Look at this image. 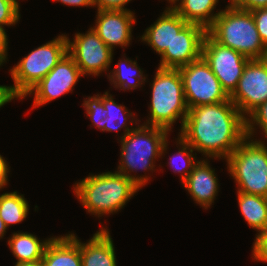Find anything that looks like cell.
<instances>
[{
	"instance_id": "obj_1",
	"label": "cell",
	"mask_w": 267,
	"mask_h": 266,
	"mask_svg": "<svg viewBox=\"0 0 267 266\" xmlns=\"http://www.w3.org/2000/svg\"><path fill=\"white\" fill-rule=\"evenodd\" d=\"M179 136L205 157L227 158L247 137L246 118L229 99L188 110Z\"/></svg>"
},
{
	"instance_id": "obj_2",
	"label": "cell",
	"mask_w": 267,
	"mask_h": 266,
	"mask_svg": "<svg viewBox=\"0 0 267 266\" xmlns=\"http://www.w3.org/2000/svg\"><path fill=\"white\" fill-rule=\"evenodd\" d=\"M168 133L167 129L142 124L120 138L121 159L117 172L131 179L140 188L145 186L149 180L148 176H133L130 173L139 169L144 172L154 170L155 159L166 153Z\"/></svg>"
},
{
	"instance_id": "obj_3",
	"label": "cell",
	"mask_w": 267,
	"mask_h": 266,
	"mask_svg": "<svg viewBox=\"0 0 267 266\" xmlns=\"http://www.w3.org/2000/svg\"><path fill=\"white\" fill-rule=\"evenodd\" d=\"M73 187L87 212L98 217L118 212L141 189L117 171L89 175Z\"/></svg>"
},
{
	"instance_id": "obj_4",
	"label": "cell",
	"mask_w": 267,
	"mask_h": 266,
	"mask_svg": "<svg viewBox=\"0 0 267 266\" xmlns=\"http://www.w3.org/2000/svg\"><path fill=\"white\" fill-rule=\"evenodd\" d=\"M207 33L219 44L236 50L248 59L267 58V47L257 31L251 11L227 5Z\"/></svg>"
},
{
	"instance_id": "obj_5",
	"label": "cell",
	"mask_w": 267,
	"mask_h": 266,
	"mask_svg": "<svg viewBox=\"0 0 267 266\" xmlns=\"http://www.w3.org/2000/svg\"><path fill=\"white\" fill-rule=\"evenodd\" d=\"M150 86L152 88L150 118L144 125L171 131L173 123L180 117L182 129L189 109L179 69L158 67Z\"/></svg>"
},
{
	"instance_id": "obj_6",
	"label": "cell",
	"mask_w": 267,
	"mask_h": 266,
	"mask_svg": "<svg viewBox=\"0 0 267 266\" xmlns=\"http://www.w3.org/2000/svg\"><path fill=\"white\" fill-rule=\"evenodd\" d=\"M246 137L225 159L237 192L267 198V143Z\"/></svg>"
},
{
	"instance_id": "obj_7",
	"label": "cell",
	"mask_w": 267,
	"mask_h": 266,
	"mask_svg": "<svg viewBox=\"0 0 267 266\" xmlns=\"http://www.w3.org/2000/svg\"><path fill=\"white\" fill-rule=\"evenodd\" d=\"M67 54V35H59L54 40L35 48L10 69L14 85L12 94L23 99L27 93L43 79Z\"/></svg>"
},
{
	"instance_id": "obj_8",
	"label": "cell",
	"mask_w": 267,
	"mask_h": 266,
	"mask_svg": "<svg viewBox=\"0 0 267 266\" xmlns=\"http://www.w3.org/2000/svg\"><path fill=\"white\" fill-rule=\"evenodd\" d=\"M178 69L182 78L184 97L188 109L230 99V96L223 89L220 81L202 56Z\"/></svg>"
},
{
	"instance_id": "obj_9",
	"label": "cell",
	"mask_w": 267,
	"mask_h": 266,
	"mask_svg": "<svg viewBox=\"0 0 267 266\" xmlns=\"http://www.w3.org/2000/svg\"><path fill=\"white\" fill-rule=\"evenodd\" d=\"M201 56L230 96L250 59L232 48L219 44L208 33L203 39Z\"/></svg>"
},
{
	"instance_id": "obj_10",
	"label": "cell",
	"mask_w": 267,
	"mask_h": 266,
	"mask_svg": "<svg viewBox=\"0 0 267 266\" xmlns=\"http://www.w3.org/2000/svg\"><path fill=\"white\" fill-rule=\"evenodd\" d=\"M72 42L67 37V53L73 58L81 73L99 76L109 70L113 51L91 27L87 33H76Z\"/></svg>"
},
{
	"instance_id": "obj_11",
	"label": "cell",
	"mask_w": 267,
	"mask_h": 266,
	"mask_svg": "<svg viewBox=\"0 0 267 266\" xmlns=\"http://www.w3.org/2000/svg\"><path fill=\"white\" fill-rule=\"evenodd\" d=\"M230 100L245 118L267 101V58L248 61Z\"/></svg>"
},
{
	"instance_id": "obj_12",
	"label": "cell",
	"mask_w": 267,
	"mask_h": 266,
	"mask_svg": "<svg viewBox=\"0 0 267 266\" xmlns=\"http://www.w3.org/2000/svg\"><path fill=\"white\" fill-rule=\"evenodd\" d=\"M84 76L73 58L67 53L58 64L28 93L34 95L33 108L73 91V87Z\"/></svg>"
},
{
	"instance_id": "obj_13",
	"label": "cell",
	"mask_w": 267,
	"mask_h": 266,
	"mask_svg": "<svg viewBox=\"0 0 267 266\" xmlns=\"http://www.w3.org/2000/svg\"><path fill=\"white\" fill-rule=\"evenodd\" d=\"M207 30L198 24L188 23L177 35L170 48L160 55L161 68H179L199 59Z\"/></svg>"
},
{
	"instance_id": "obj_14",
	"label": "cell",
	"mask_w": 267,
	"mask_h": 266,
	"mask_svg": "<svg viewBox=\"0 0 267 266\" xmlns=\"http://www.w3.org/2000/svg\"><path fill=\"white\" fill-rule=\"evenodd\" d=\"M82 106L86 110L87 116L92 120L91 122L101 131H118L125 127L124 133L120 138H123L134 128L127 126V121L133 123V114L126 109L125 106L115 103L112 95L106 91L102 96L95 95L84 99ZM132 121L127 120L128 118Z\"/></svg>"
},
{
	"instance_id": "obj_15",
	"label": "cell",
	"mask_w": 267,
	"mask_h": 266,
	"mask_svg": "<svg viewBox=\"0 0 267 266\" xmlns=\"http://www.w3.org/2000/svg\"><path fill=\"white\" fill-rule=\"evenodd\" d=\"M96 16V25L92 28L112 51L114 46L130 44L132 26L136 23L131 10H97Z\"/></svg>"
},
{
	"instance_id": "obj_16",
	"label": "cell",
	"mask_w": 267,
	"mask_h": 266,
	"mask_svg": "<svg viewBox=\"0 0 267 266\" xmlns=\"http://www.w3.org/2000/svg\"><path fill=\"white\" fill-rule=\"evenodd\" d=\"M206 160H200L183 182V186L188 190L195 203L204 209L214 203L219 188L218 178Z\"/></svg>"
},
{
	"instance_id": "obj_17",
	"label": "cell",
	"mask_w": 267,
	"mask_h": 266,
	"mask_svg": "<svg viewBox=\"0 0 267 266\" xmlns=\"http://www.w3.org/2000/svg\"><path fill=\"white\" fill-rule=\"evenodd\" d=\"M187 24L188 22L172 8H167L160 18L158 17L157 21L145 30L141 40L161 55L166 48H170L175 35Z\"/></svg>"
},
{
	"instance_id": "obj_18",
	"label": "cell",
	"mask_w": 267,
	"mask_h": 266,
	"mask_svg": "<svg viewBox=\"0 0 267 266\" xmlns=\"http://www.w3.org/2000/svg\"><path fill=\"white\" fill-rule=\"evenodd\" d=\"M113 244L105 227L94 233L87 243L79 240L82 266H117Z\"/></svg>"
},
{
	"instance_id": "obj_19",
	"label": "cell",
	"mask_w": 267,
	"mask_h": 266,
	"mask_svg": "<svg viewBox=\"0 0 267 266\" xmlns=\"http://www.w3.org/2000/svg\"><path fill=\"white\" fill-rule=\"evenodd\" d=\"M41 260L43 266H82L79 239L73 233L51 237Z\"/></svg>"
},
{
	"instance_id": "obj_20",
	"label": "cell",
	"mask_w": 267,
	"mask_h": 266,
	"mask_svg": "<svg viewBox=\"0 0 267 266\" xmlns=\"http://www.w3.org/2000/svg\"><path fill=\"white\" fill-rule=\"evenodd\" d=\"M218 2L219 0H180L172 9L186 22L201 25L207 30L221 12L212 13Z\"/></svg>"
},
{
	"instance_id": "obj_21",
	"label": "cell",
	"mask_w": 267,
	"mask_h": 266,
	"mask_svg": "<svg viewBox=\"0 0 267 266\" xmlns=\"http://www.w3.org/2000/svg\"><path fill=\"white\" fill-rule=\"evenodd\" d=\"M51 238L39 240L28 232L13 233L8 239V245L16 258V263L33 262L43 258L44 250Z\"/></svg>"
},
{
	"instance_id": "obj_22",
	"label": "cell",
	"mask_w": 267,
	"mask_h": 266,
	"mask_svg": "<svg viewBox=\"0 0 267 266\" xmlns=\"http://www.w3.org/2000/svg\"><path fill=\"white\" fill-rule=\"evenodd\" d=\"M238 205L249 226L258 233L267 229V198L260 195L237 192Z\"/></svg>"
},
{
	"instance_id": "obj_23",
	"label": "cell",
	"mask_w": 267,
	"mask_h": 266,
	"mask_svg": "<svg viewBox=\"0 0 267 266\" xmlns=\"http://www.w3.org/2000/svg\"><path fill=\"white\" fill-rule=\"evenodd\" d=\"M124 61V62H123ZM109 80L114 84L115 88L122 90L135 89L145 83L146 78L143 75V71L138 67L137 61H132L129 58L121 59L118 64L115 65L114 70L111 69ZM135 80V81H134Z\"/></svg>"
},
{
	"instance_id": "obj_24",
	"label": "cell",
	"mask_w": 267,
	"mask_h": 266,
	"mask_svg": "<svg viewBox=\"0 0 267 266\" xmlns=\"http://www.w3.org/2000/svg\"><path fill=\"white\" fill-rule=\"evenodd\" d=\"M29 212V204L24 195L17 191L0 195V218L8 228L11 224L24 221Z\"/></svg>"
},
{
	"instance_id": "obj_25",
	"label": "cell",
	"mask_w": 267,
	"mask_h": 266,
	"mask_svg": "<svg viewBox=\"0 0 267 266\" xmlns=\"http://www.w3.org/2000/svg\"><path fill=\"white\" fill-rule=\"evenodd\" d=\"M177 139H178V141H176L177 145L179 144L181 149L179 148L178 149L179 151L177 153H175L174 155H172L173 157H171L169 159L170 162L168 164L170 165V168L174 167L173 172L181 174L180 178H181V181L183 183L188 178V175L190 174V172L193 170L194 166L199 161L196 159L197 157H195L193 154V152L195 150L192 148V146L180 136H178ZM177 158H180L184 161L182 164L183 166H181L180 168L178 167V169L175 168L176 165L174 166V164L176 163L175 160Z\"/></svg>"
},
{
	"instance_id": "obj_26",
	"label": "cell",
	"mask_w": 267,
	"mask_h": 266,
	"mask_svg": "<svg viewBox=\"0 0 267 266\" xmlns=\"http://www.w3.org/2000/svg\"><path fill=\"white\" fill-rule=\"evenodd\" d=\"M250 118H246V135L249 138H253L256 127L262 129L263 134L267 139V101L257 107L250 115ZM267 141V140H266Z\"/></svg>"
},
{
	"instance_id": "obj_27",
	"label": "cell",
	"mask_w": 267,
	"mask_h": 266,
	"mask_svg": "<svg viewBox=\"0 0 267 266\" xmlns=\"http://www.w3.org/2000/svg\"><path fill=\"white\" fill-rule=\"evenodd\" d=\"M17 0H0V26L15 25L20 19Z\"/></svg>"
},
{
	"instance_id": "obj_28",
	"label": "cell",
	"mask_w": 267,
	"mask_h": 266,
	"mask_svg": "<svg viewBox=\"0 0 267 266\" xmlns=\"http://www.w3.org/2000/svg\"><path fill=\"white\" fill-rule=\"evenodd\" d=\"M263 44L267 47V7L251 11Z\"/></svg>"
},
{
	"instance_id": "obj_29",
	"label": "cell",
	"mask_w": 267,
	"mask_h": 266,
	"mask_svg": "<svg viewBox=\"0 0 267 266\" xmlns=\"http://www.w3.org/2000/svg\"><path fill=\"white\" fill-rule=\"evenodd\" d=\"M252 248L254 260L267 262V229L257 233Z\"/></svg>"
},
{
	"instance_id": "obj_30",
	"label": "cell",
	"mask_w": 267,
	"mask_h": 266,
	"mask_svg": "<svg viewBox=\"0 0 267 266\" xmlns=\"http://www.w3.org/2000/svg\"><path fill=\"white\" fill-rule=\"evenodd\" d=\"M230 5L245 11L267 7V0H230Z\"/></svg>"
},
{
	"instance_id": "obj_31",
	"label": "cell",
	"mask_w": 267,
	"mask_h": 266,
	"mask_svg": "<svg viewBox=\"0 0 267 266\" xmlns=\"http://www.w3.org/2000/svg\"><path fill=\"white\" fill-rule=\"evenodd\" d=\"M131 0H92L97 10H125L124 7Z\"/></svg>"
},
{
	"instance_id": "obj_32",
	"label": "cell",
	"mask_w": 267,
	"mask_h": 266,
	"mask_svg": "<svg viewBox=\"0 0 267 266\" xmlns=\"http://www.w3.org/2000/svg\"><path fill=\"white\" fill-rule=\"evenodd\" d=\"M10 168L8 167L7 161L3 156L0 155V188L3 189L8 183V172Z\"/></svg>"
},
{
	"instance_id": "obj_33",
	"label": "cell",
	"mask_w": 267,
	"mask_h": 266,
	"mask_svg": "<svg viewBox=\"0 0 267 266\" xmlns=\"http://www.w3.org/2000/svg\"><path fill=\"white\" fill-rule=\"evenodd\" d=\"M13 99H16V97L12 94L10 86L0 85V108Z\"/></svg>"
},
{
	"instance_id": "obj_34",
	"label": "cell",
	"mask_w": 267,
	"mask_h": 266,
	"mask_svg": "<svg viewBox=\"0 0 267 266\" xmlns=\"http://www.w3.org/2000/svg\"><path fill=\"white\" fill-rule=\"evenodd\" d=\"M8 37L6 31L0 26V56L6 61L7 59V49H8Z\"/></svg>"
},
{
	"instance_id": "obj_35",
	"label": "cell",
	"mask_w": 267,
	"mask_h": 266,
	"mask_svg": "<svg viewBox=\"0 0 267 266\" xmlns=\"http://www.w3.org/2000/svg\"><path fill=\"white\" fill-rule=\"evenodd\" d=\"M53 1L61 2L64 5L66 4V5L73 6V7L74 6H78V7L93 6L94 7L92 0H53Z\"/></svg>"
},
{
	"instance_id": "obj_36",
	"label": "cell",
	"mask_w": 267,
	"mask_h": 266,
	"mask_svg": "<svg viewBox=\"0 0 267 266\" xmlns=\"http://www.w3.org/2000/svg\"><path fill=\"white\" fill-rule=\"evenodd\" d=\"M15 266H43V263L42 260H37L33 262L16 263Z\"/></svg>"
},
{
	"instance_id": "obj_37",
	"label": "cell",
	"mask_w": 267,
	"mask_h": 266,
	"mask_svg": "<svg viewBox=\"0 0 267 266\" xmlns=\"http://www.w3.org/2000/svg\"><path fill=\"white\" fill-rule=\"evenodd\" d=\"M6 229H7V227L4 223V221L0 218V239L4 237Z\"/></svg>"
},
{
	"instance_id": "obj_38",
	"label": "cell",
	"mask_w": 267,
	"mask_h": 266,
	"mask_svg": "<svg viewBox=\"0 0 267 266\" xmlns=\"http://www.w3.org/2000/svg\"><path fill=\"white\" fill-rule=\"evenodd\" d=\"M167 1H169V3H171V5L169 6V7H167V8H172L173 7V5H175L176 4V2H178V0H167Z\"/></svg>"
},
{
	"instance_id": "obj_39",
	"label": "cell",
	"mask_w": 267,
	"mask_h": 266,
	"mask_svg": "<svg viewBox=\"0 0 267 266\" xmlns=\"http://www.w3.org/2000/svg\"><path fill=\"white\" fill-rule=\"evenodd\" d=\"M4 62L6 61L0 56V66H2Z\"/></svg>"
}]
</instances>
